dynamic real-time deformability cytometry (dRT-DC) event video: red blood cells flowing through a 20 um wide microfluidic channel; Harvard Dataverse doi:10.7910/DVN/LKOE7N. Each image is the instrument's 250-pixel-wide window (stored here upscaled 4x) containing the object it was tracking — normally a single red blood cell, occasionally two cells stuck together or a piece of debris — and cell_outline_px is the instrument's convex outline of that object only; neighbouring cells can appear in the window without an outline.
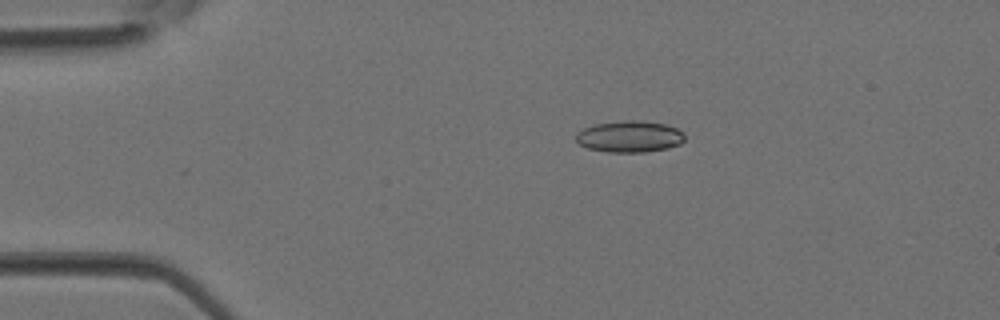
{"species": "Egyptian fruit bat (a non-hibernating species)", "species_latin": "Rousettus aegyptiacus", "temperature_condition": "room temperature", "stored_images_in_passage": 3, "camera_frame_rate_fps": 3000, "um_per_image_px": 0.085, "animal": {"sex": "female"}, "frame": {"image": 1, "passage_image": 2, "time_ms": 0.333, "image_size_px": [1000, 320], "cell_outline_px": [[684, 140], [680, 144], [668, 148], [644, 152], [608, 152], [588, 148], [580, 144], [576, 140], [576, 132], [584, 128], [596, 124], [624, 120], [636, 120], [664, 124], [676, 128], [684, 132]], "centroid_in_image_um": [53.52, 11.61], "position_along_channel_um": 31.5, "area_um2": 19.88}}